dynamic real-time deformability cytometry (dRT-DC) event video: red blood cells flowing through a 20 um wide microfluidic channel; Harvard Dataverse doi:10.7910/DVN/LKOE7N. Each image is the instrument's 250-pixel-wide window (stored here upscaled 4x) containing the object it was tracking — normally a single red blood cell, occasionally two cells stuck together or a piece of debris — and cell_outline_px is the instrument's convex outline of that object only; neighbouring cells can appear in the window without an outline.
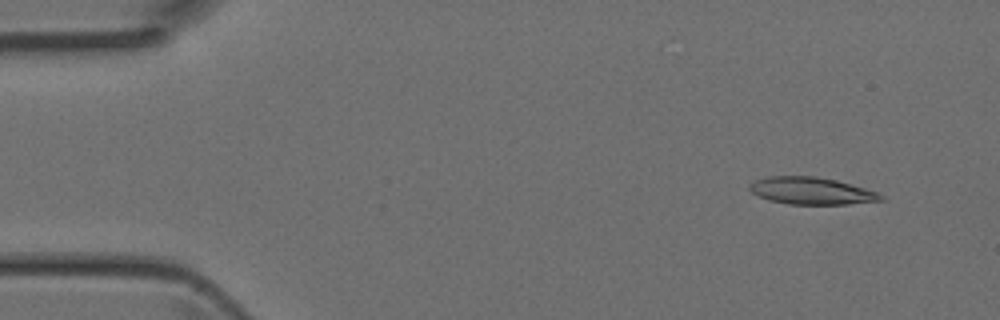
{"species": "Egyptian fruit bat (a non-hibernating species)", "species_latin": "Rousettus aegyptiacus", "temperature_condition": "room temperature", "stored_images_in_passage": 4, "camera_frame_rate_fps": 3000, "um_per_image_px": 0.085, "animal": {"sex": "female"}, "frame": {"image": 1, "passage_image": 1, "time_ms": 0.0, "image_size_px": [1000, 320], "cell_outline_px": [[888, 200], [848, 204], [788, 204], [768, 200], [752, 192], [748, 188], [756, 180], [768, 176], [816, 176], [836, 180], [852, 184], [876, 192], [884, 196]], "centroid_in_image_um": [69.02, 16.23], "position_along_channel_um": 16.0, "area_um2": 20.75}}